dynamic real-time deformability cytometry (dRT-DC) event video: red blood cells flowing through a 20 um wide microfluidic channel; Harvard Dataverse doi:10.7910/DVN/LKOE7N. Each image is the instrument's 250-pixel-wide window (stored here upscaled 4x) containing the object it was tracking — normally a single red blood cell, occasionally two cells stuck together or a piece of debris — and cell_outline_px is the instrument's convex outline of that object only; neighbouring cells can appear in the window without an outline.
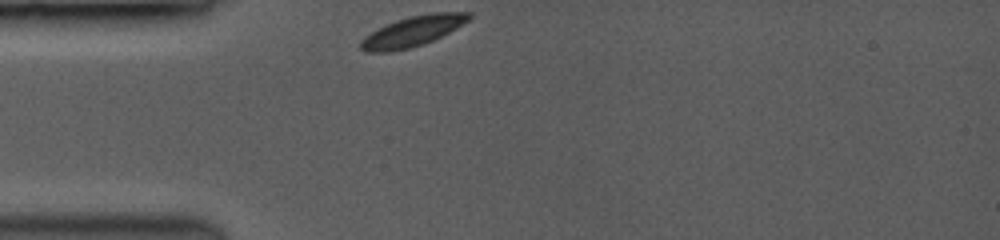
{"species": "common noctule bat (a hibernating species)", "species_latin": "Nyctalus noctula", "temperature_condition": "room temperature", "stored_images_in_passage": 1, "camera_frame_rate_fps": 3500, "um_per_image_px": 0.085, "animal": {"sex": "female", "body_mass_g": 19.0, "forearm_length_mm": 53.3}, "frame": {"image": 1, "passage_image": 1, "time_ms": 0.0, "image_size_px": [1000, 240], "cell_outline_px": [[472, 16], [468, 20], [456, 28], [424, 44], [408, 48], [388, 52], [364, 52], [360, 48], [360, 40], [364, 36], [384, 24], [408, 16], [432, 12], [472, 12]], "centroid_in_image_um": [35.03, 2.65], "position_along_channel_um": 50.0, "area_um2": 19.13}}